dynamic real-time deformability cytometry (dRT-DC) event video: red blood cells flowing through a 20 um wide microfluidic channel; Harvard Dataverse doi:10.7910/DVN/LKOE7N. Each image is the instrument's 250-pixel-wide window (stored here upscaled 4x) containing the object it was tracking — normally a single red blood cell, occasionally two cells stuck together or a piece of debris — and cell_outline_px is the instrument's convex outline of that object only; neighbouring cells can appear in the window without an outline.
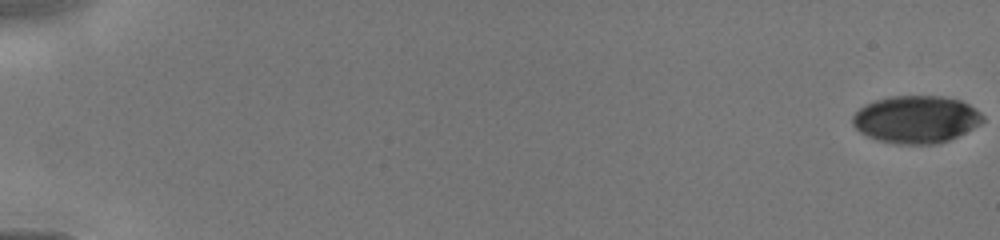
{"species": "human", "species_latin": "Homo sapiens", "temperature_condition": "cold", "stored_images_in_passage": 23, "camera_frame_rate_fps": 3000, "um_per_image_px": 0.085, "donor": {"sex": "male"}, "frame": {"image": 1, "passage_image": 1, "time_ms": 0.0, "image_size_px": [1000, 240], "cell_outline_px": [[984, 120], [980, 124], [948, 140], [936, 144], [896, 144], [876, 140], [860, 132], [852, 124], [852, 116], [864, 104], [872, 100], [892, 96], [944, 96], [960, 100], [968, 104], [980, 112], [984, 116]], "centroid_in_image_um": [77.84, 10.14], "position_along_channel_um": 7.2, "area_um2": 36.07}}
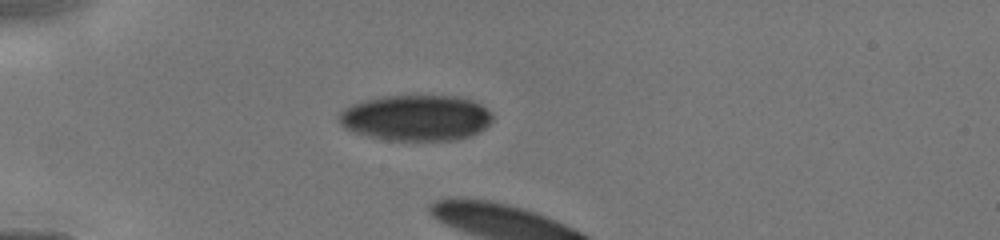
{"frame": {"image": 2, "passage_image": 15, "time_ms": 4.667, "image_size_px": [1000, 240], "cell_outline_px": [[492, 120], [484, 128], [468, 136], [452, 140], [388, 140], [368, 136], [344, 128], [336, 120], [340, 112], [352, 104], [364, 100], [384, 96], [456, 96], [472, 100], [480, 104], [492, 116]], "centroid_in_image_um": [35.32, 10.01], "position_along_channel_um": 49.7, "area_um2": 40.69}}
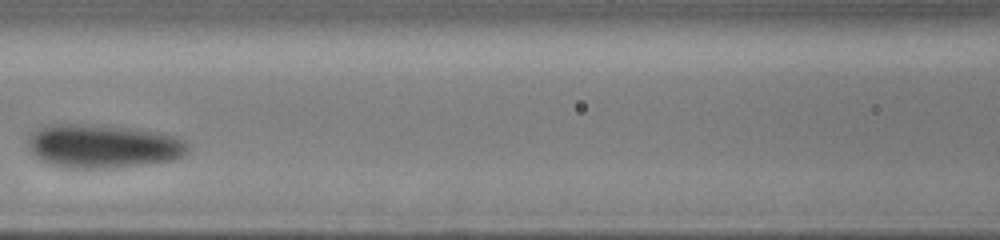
{"frame": {"image": 3, "passage_image": 23, "time_ms": 8.333, "image_size_px": [1000, 240], "cell_outline_px": [[188, 148], [184, 156], [176, 160], [148, 164], [116, 168], [64, 168], [48, 164], [40, 160], [28, 148], [28, 132], [44, 124], [84, 124], [124, 128], [152, 132], [172, 136], [184, 140], [188, 144]], "centroid_in_image_um": [8.67, 12.44], "position_along_channel_um": 157.9, "area_um2": 40.92}}